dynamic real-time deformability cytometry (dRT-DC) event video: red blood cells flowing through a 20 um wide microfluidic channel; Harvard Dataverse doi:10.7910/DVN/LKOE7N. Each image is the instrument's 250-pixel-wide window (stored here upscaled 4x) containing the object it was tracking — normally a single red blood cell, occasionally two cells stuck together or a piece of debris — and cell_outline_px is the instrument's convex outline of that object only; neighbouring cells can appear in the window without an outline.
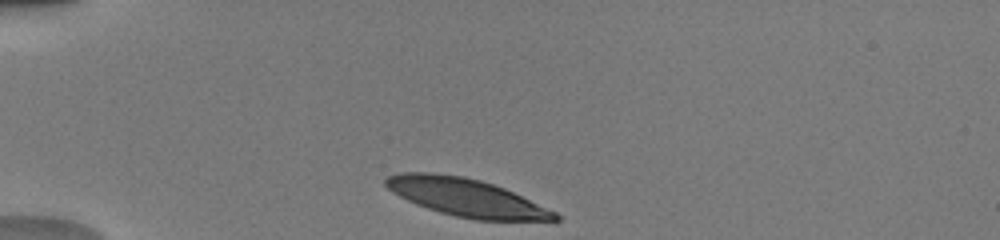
{"species": "human", "species_latin": "Homo sapiens", "temperature_condition": "warm", "stored_images_in_passage": 33, "camera_frame_rate_fps": 3000, "um_per_image_px": 0.085, "donor": {"sex": "male"}, "frame": {"image": 1, "passage_image": 1, "time_ms": 0.0, "image_size_px": [1000, 240], "cell_outline_px": [[560, 220], [476, 220], [456, 216], [440, 212], [416, 204], [392, 192], [384, 184], [384, 180], [388, 176], [400, 172], [432, 172], [464, 176], [480, 180], [504, 188], [556, 212], [560, 216]], "centroid_in_image_um": [39.6, 16.77], "position_along_channel_um": 45.4, "area_um2": 36.99}}
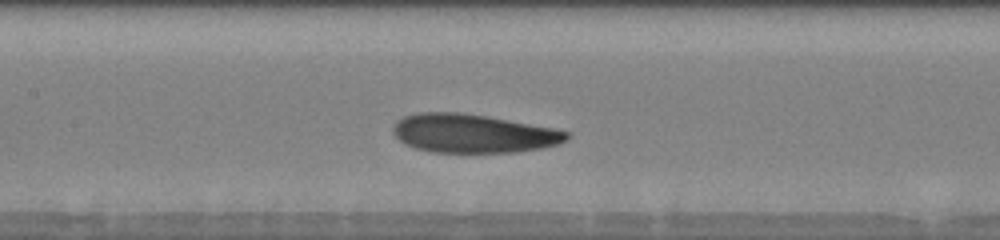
{"frame": {"image": 2, "passage_image": 13, "time_ms": 4.0, "image_size_px": [1000, 240], "cell_outline_px": [[572, 136], [568, 140], [560, 144], [544, 148], [520, 152], [432, 152], [416, 148], [404, 144], [392, 132], [392, 128], [396, 120], [404, 116], [420, 112], [460, 112], [556, 128], [572, 132]], "centroid_in_image_um": [40.27, 11.35], "position_along_channel_um": 167.1, "area_um2": 39.48}}
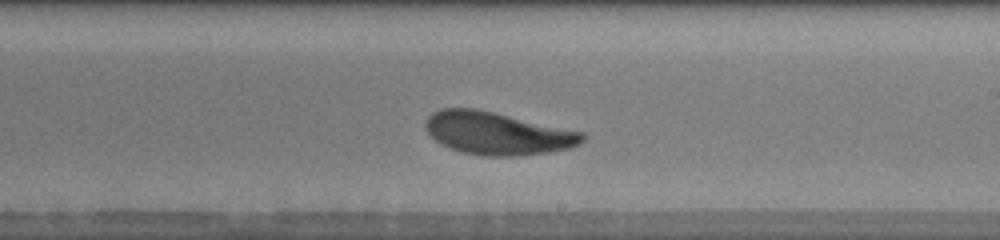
{"frame": {"image": 3, "passage_image": 19, "time_ms": 6.0, "image_size_px": [1000, 240], "cell_outline_px": [[588, 136], [580, 144], [568, 148], [548, 152], [520, 156], [480, 156], [460, 152], [440, 144], [424, 128], [424, 124], [428, 116], [432, 112], [440, 108], [476, 108], [584, 132]], "centroid_in_image_um": [42.27, 11.33], "position_along_channel_um": 246.7, "area_um2": 39.3}, "authors_computed_cell_mechanics": {"area_um2": 39.015, "velocity_mm_per_s": 3.9878, "shape_relaxation_time_tau1_ms": 3.3676, "shape_relaxation_time_tau2_ms": 2.719, "deformation_change_tau1": 0.1851, "deformation_change_tau2": 0.1147}}